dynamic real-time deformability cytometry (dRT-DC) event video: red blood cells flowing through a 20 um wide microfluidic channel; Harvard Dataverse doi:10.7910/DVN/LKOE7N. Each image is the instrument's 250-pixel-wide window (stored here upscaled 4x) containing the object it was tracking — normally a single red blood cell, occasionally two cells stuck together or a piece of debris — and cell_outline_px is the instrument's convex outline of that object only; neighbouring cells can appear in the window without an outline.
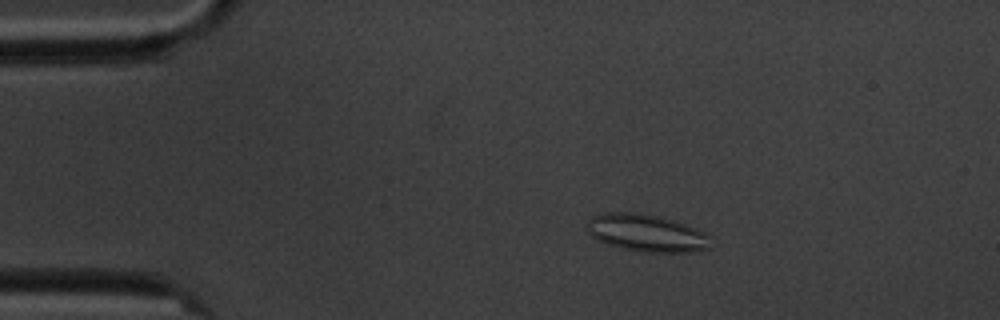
{"species": "common noctule bat (a hibernating species)", "species_latin": "Nyctalus noctula", "temperature_condition": "cold", "stored_images_in_passage": 5, "camera_frame_rate_fps": 3000, "um_per_image_px": 0.085, "animal": {"sex": "male", "body_mass_g": 20.1, "forearm_length_mm": 53.5}, "frame": {"image": 1, "passage_image": 2, "time_ms": 1.333, "image_size_px": [1000, 320], "cell_outline_px": [[712, 236], [708, 248], [692, 252], [640, 252], [608, 244], [596, 240], [588, 232], [588, 220], [592, 216], [600, 212], [632, 212], [660, 216], [696, 228]], "centroid_in_image_um": [54.95, 19.8], "position_along_channel_um": 30.1, "area_um2": 26.99}}
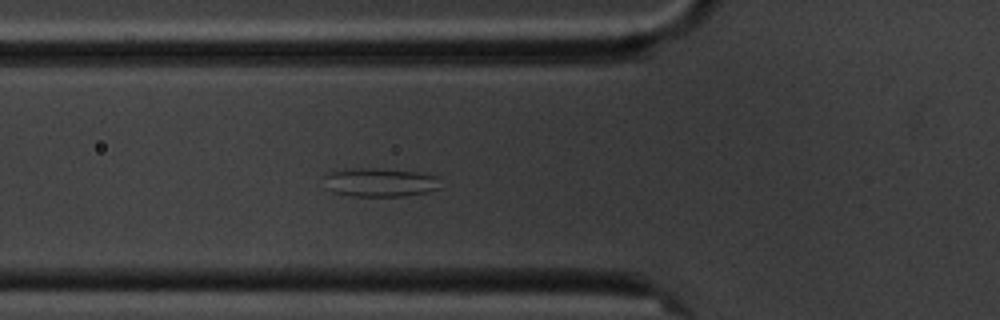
{"frame": {"image": 2, "passage_image": 5, "time_ms": 4.667, "image_size_px": [1000, 320], "cell_outline_px": [[440, 188], [428, 192], [404, 196], [352, 196], [332, 192], [328, 188], [324, 176], [324, 172], [348, 168], [372, 168], [416, 172], [436, 176]], "centroid_in_image_um": [32.24, 15.5], "position_along_channel_um": 93.6, "area_um2": 19.48}}